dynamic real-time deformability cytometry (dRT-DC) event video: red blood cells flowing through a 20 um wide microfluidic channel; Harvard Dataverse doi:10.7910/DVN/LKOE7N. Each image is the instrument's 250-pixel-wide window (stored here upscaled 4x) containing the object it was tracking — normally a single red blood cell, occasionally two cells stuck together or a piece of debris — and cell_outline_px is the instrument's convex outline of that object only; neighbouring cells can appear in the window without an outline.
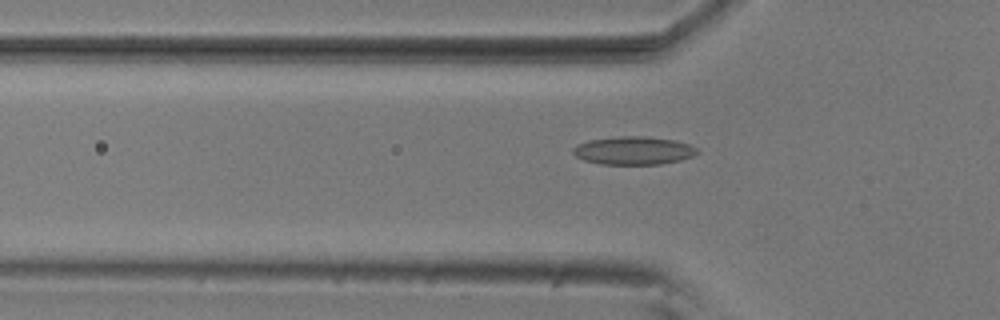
{"species": "common noctule bat (a hibernating species)", "species_latin": "Nyctalus noctula", "temperature_condition": "room temperature", "stored_images_in_passage": 54, "camera_frame_rate_fps": 3000, "um_per_image_px": 0.085, "animal": {"sex": "male", "body_mass_g": 20.5, "forearm_length_mm": 52.5}, "frame": {"image": 1, "passage_image": 17, "time_ms": 5.333, "image_size_px": [1000, 320], "cell_outline_px": [[700, 152], [692, 156], [680, 160], [660, 164], [600, 164], [584, 160], [576, 156], [572, 152], [572, 148], [576, 144], [588, 140], [620, 136], [644, 136], [676, 140], [688, 144], [696, 148]], "centroid_in_image_um": [53.83, 12.79], "position_along_channel_um": 72.0, "area_um2": 20.4}}
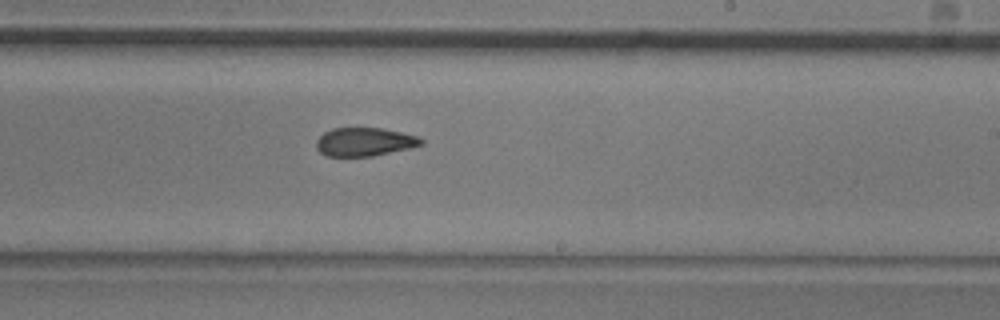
{"frame": {"image": 2, "passage_image": 32, "time_ms": 10.333, "image_size_px": [1000, 320], "cell_outline_px": [[424, 144], [408, 148], [372, 156], [328, 156], [320, 152], [316, 148], [316, 140], [324, 132], [332, 128], [384, 128], [420, 136], [424, 140]], "centroid_in_image_um": [31.0, 12.04], "position_along_channel_um": 258.0, "area_um2": 17.46}}
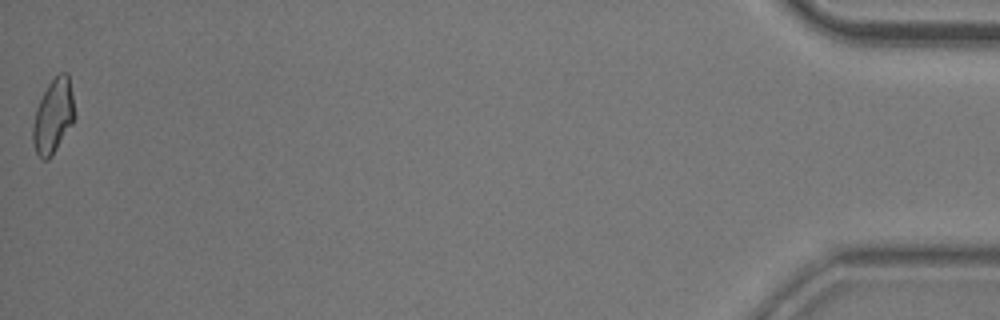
{"frame": {"image": 3, "passage_image": 54, "time_ms": 17.667, "image_size_px": [1000, 320], "cell_outline_px": [[76, 116], [72, 124], [52, 156], [48, 160], [40, 160], [36, 152], [32, 140], [32, 128], [36, 108], [48, 84], [60, 72], [68, 72]], "centroid_in_image_um": [4.53, 9.9], "position_along_channel_um": 430.7, "area_um2": 18.15}, "authors_computed_cell_mechanics": {"area_um2": 18.6116, "velocity_mm_per_s": 3.7016, "shape_relaxation_time_tau1_ms": null, "shape_relaxation_time_tau2_ms": 3.7632, "deformation_change_tau1": null, "deformation_change_tau2": 0.107}}